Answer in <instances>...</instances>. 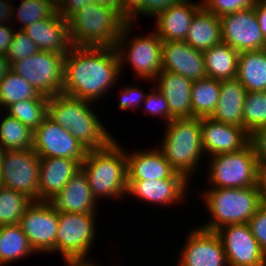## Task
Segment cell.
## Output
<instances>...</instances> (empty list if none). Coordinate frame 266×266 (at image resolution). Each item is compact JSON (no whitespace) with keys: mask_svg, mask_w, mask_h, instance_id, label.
Instances as JSON below:
<instances>
[{"mask_svg":"<svg viewBox=\"0 0 266 266\" xmlns=\"http://www.w3.org/2000/svg\"><path fill=\"white\" fill-rule=\"evenodd\" d=\"M120 73L115 48L72 46L64 60L62 93L96 103L118 82Z\"/></svg>","mask_w":266,"mask_h":266,"instance_id":"cell-1","label":"cell"},{"mask_svg":"<svg viewBox=\"0 0 266 266\" xmlns=\"http://www.w3.org/2000/svg\"><path fill=\"white\" fill-rule=\"evenodd\" d=\"M92 106L91 102L61 93L49 97L47 116L68 130L88 151L103 149L114 138L103 127Z\"/></svg>","mask_w":266,"mask_h":266,"instance_id":"cell-2","label":"cell"},{"mask_svg":"<svg viewBox=\"0 0 266 266\" xmlns=\"http://www.w3.org/2000/svg\"><path fill=\"white\" fill-rule=\"evenodd\" d=\"M81 169L88 177L93 197L120 199L127 193V161L125 148L113 139L103 149L87 151Z\"/></svg>","mask_w":266,"mask_h":266,"instance_id":"cell-3","label":"cell"},{"mask_svg":"<svg viewBox=\"0 0 266 266\" xmlns=\"http://www.w3.org/2000/svg\"><path fill=\"white\" fill-rule=\"evenodd\" d=\"M128 21L117 11L92 2L68 19L72 46L115 48Z\"/></svg>","mask_w":266,"mask_h":266,"instance_id":"cell-4","label":"cell"},{"mask_svg":"<svg viewBox=\"0 0 266 266\" xmlns=\"http://www.w3.org/2000/svg\"><path fill=\"white\" fill-rule=\"evenodd\" d=\"M165 126L159 150L172 168L189 181L204 155L200 118H174Z\"/></svg>","mask_w":266,"mask_h":266,"instance_id":"cell-5","label":"cell"},{"mask_svg":"<svg viewBox=\"0 0 266 266\" xmlns=\"http://www.w3.org/2000/svg\"><path fill=\"white\" fill-rule=\"evenodd\" d=\"M202 195L212 217L199 227L208 231L216 232L226 225L248 223L262 206L257 186L206 189Z\"/></svg>","mask_w":266,"mask_h":266,"instance_id":"cell-6","label":"cell"},{"mask_svg":"<svg viewBox=\"0 0 266 266\" xmlns=\"http://www.w3.org/2000/svg\"><path fill=\"white\" fill-rule=\"evenodd\" d=\"M95 214L58 212L56 252L61 253L67 266L89 262L87 254L96 234Z\"/></svg>","mask_w":266,"mask_h":266,"instance_id":"cell-7","label":"cell"},{"mask_svg":"<svg viewBox=\"0 0 266 266\" xmlns=\"http://www.w3.org/2000/svg\"><path fill=\"white\" fill-rule=\"evenodd\" d=\"M133 23H127L121 32L116 43V51L120 61V71L124 62L131 65L130 68L136 73L137 78L144 80H155V77L162 71V40L152 31L150 34L142 35L131 39L127 37L133 28ZM129 32V33H128ZM127 49H126V48ZM126 57V58H125Z\"/></svg>","mask_w":266,"mask_h":266,"instance_id":"cell-8","label":"cell"},{"mask_svg":"<svg viewBox=\"0 0 266 266\" xmlns=\"http://www.w3.org/2000/svg\"><path fill=\"white\" fill-rule=\"evenodd\" d=\"M207 177L216 188H244L256 186L259 162L250 144L234 153L211 156Z\"/></svg>","mask_w":266,"mask_h":266,"instance_id":"cell-9","label":"cell"},{"mask_svg":"<svg viewBox=\"0 0 266 266\" xmlns=\"http://www.w3.org/2000/svg\"><path fill=\"white\" fill-rule=\"evenodd\" d=\"M65 56L38 51L10 65V69L29 82L41 95L53 97L62 93Z\"/></svg>","mask_w":266,"mask_h":266,"instance_id":"cell-10","label":"cell"},{"mask_svg":"<svg viewBox=\"0 0 266 266\" xmlns=\"http://www.w3.org/2000/svg\"><path fill=\"white\" fill-rule=\"evenodd\" d=\"M40 157L33 149L5 151L0 169L2 187L39 201Z\"/></svg>","mask_w":266,"mask_h":266,"instance_id":"cell-11","label":"cell"},{"mask_svg":"<svg viewBox=\"0 0 266 266\" xmlns=\"http://www.w3.org/2000/svg\"><path fill=\"white\" fill-rule=\"evenodd\" d=\"M32 249L41 253L56 252L58 212L45 201H33L22 215L19 224Z\"/></svg>","mask_w":266,"mask_h":266,"instance_id":"cell-12","label":"cell"},{"mask_svg":"<svg viewBox=\"0 0 266 266\" xmlns=\"http://www.w3.org/2000/svg\"><path fill=\"white\" fill-rule=\"evenodd\" d=\"M32 149L40 158H67L80 163L84 161L88 151L68 130L48 116L34 131Z\"/></svg>","mask_w":266,"mask_h":266,"instance_id":"cell-13","label":"cell"},{"mask_svg":"<svg viewBox=\"0 0 266 266\" xmlns=\"http://www.w3.org/2000/svg\"><path fill=\"white\" fill-rule=\"evenodd\" d=\"M220 21L222 42L239 53L266 48V40L254 8L224 15L220 17Z\"/></svg>","mask_w":266,"mask_h":266,"instance_id":"cell-14","label":"cell"},{"mask_svg":"<svg viewBox=\"0 0 266 266\" xmlns=\"http://www.w3.org/2000/svg\"><path fill=\"white\" fill-rule=\"evenodd\" d=\"M216 233L222 241L228 266H266V253L248 223L226 225Z\"/></svg>","mask_w":266,"mask_h":266,"instance_id":"cell-15","label":"cell"},{"mask_svg":"<svg viewBox=\"0 0 266 266\" xmlns=\"http://www.w3.org/2000/svg\"><path fill=\"white\" fill-rule=\"evenodd\" d=\"M193 229L187 234L184 247L180 250L178 266H228L217 233L200 227Z\"/></svg>","mask_w":266,"mask_h":266,"instance_id":"cell-16","label":"cell"},{"mask_svg":"<svg viewBox=\"0 0 266 266\" xmlns=\"http://www.w3.org/2000/svg\"><path fill=\"white\" fill-rule=\"evenodd\" d=\"M200 128L203 151L209 157L234 153L249 144V134L244 128L218 122L210 117L200 118Z\"/></svg>","mask_w":266,"mask_h":266,"instance_id":"cell-17","label":"cell"},{"mask_svg":"<svg viewBox=\"0 0 266 266\" xmlns=\"http://www.w3.org/2000/svg\"><path fill=\"white\" fill-rule=\"evenodd\" d=\"M162 70L180 74L191 81L207 77L203 52L185 41L162 42Z\"/></svg>","mask_w":266,"mask_h":266,"instance_id":"cell-18","label":"cell"},{"mask_svg":"<svg viewBox=\"0 0 266 266\" xmlns=\"http://www.w3.org/2000/svg\"><path fill=\"white\" fill-rule=\"evenodd\" d=\"M37 45L39 51L66 56L71 47L68 20L55 11L49 18L34 22L22 29Z\"/></svg>","mask_w":266,"mask_h":266,"instance_id":"cell-19","label":"cell"},{"mask_svg":"<svg viewBox=\"0 0 266 266\" xmlns=\"http://www.w3.org/2000/svg\"><path fill=\"white\" fill-rule=\"evenodd\" d=\"M188 183L186 178L128 180L126 195L166 207L183 200L187 194Z\"/></svg>","mask_w":266,"mask_h":266,"instance_id":"cell-20","label":"cell"},{"mask_svg":"<svg viewBox=\"0 0 266 266\" xmlns=\"http://www.w3.org/2000/svg\"><path fill=\"white\" fill-rule=\"evenodd\" d=\"M96 201L88 177L80 169L59 193L54 194L46 202L56 212L96 213Z\"/></svg>","mask_w":266,"mask_h":266,"instance_id":"cell-21","label":"cell"},{"mask_svg":"<svg viewBox=\"0 0 266 266\" xmlns=\"http://www.w3.org/2000/svg\"><path fill=\"white\" fill-rule=\"evenodd\" d=\"M202 8V3L183 0L167 8L154 19V32L162 41H185L193 16Z\"/></svg>","mask_w":266,"mask_h":266,"instance_id":"cell-22","label":"cell"},{"mask_svg":"<svg viewBox=\"0 0 266 266\" xmlns=\"http://www.w3.org/2000/svg\"><path fill=\"white\" fill-rule=\"evenodd\" d=\"M126 161L127 180L185 178L172 168L159 148L126 153Z\"/></svg>","mask_w":266,"mask_h":266,"instance_id":"cell-23","label":"cell"},{"mask_svg":"<svg viewBox=\"0 0 266 266\" xmlns=\"http://www.w3.org/2000/svg\"><path fill=\"white\" fill-rule=\"evenodd\" d=\"M81 169L77 160L46 157L39 164V201H47L59 193L69 180Z\"/></svg>","mask_w":266,"mask_h":266,"instance_id":"cell-24","label":"cell"},{"mask_svg":"<svg viewBox=\"0 0 266 266\" xmlns=\"http://www.w3.org/2000/svg\"><path fill=\"white\" fill-rule=\"evenodd\" d=\"M154 81H158L156 88L167 101L170 121L174 118L192 117L191 88L193 81L166 70H162Z\"/></svg>","mask_w":266,"mask_h":266,"instance_id":"cell-25","label":"cell"},{"mask_svg":"<svg viewBox=\"0 0 266 266\" xmlns=\"http://www.w3.org/2000/svg\"><path fill=\"white\" fill-rule=\"evenodd\" d=\"M247 90L237 78L221 80L220 97L210 118L243 127V106Z\"/></svg>","mask_w":266,"mask_h":266,"instance_id":"cell-26","label":"cell"},{"mask_svg":"<svg viewBox=\"0 0 266 266\" xmlns=\"http://www.w3.org/2000/svg\"><path fill=\"white\" fill-rule=\"evenodd\" d=\"M185 42L200 52L222 43L220 17L202 7L193 16Z\"/></svg>","mask_w":266,"mask_h":266,"instance_id":"cell-27","label":"cell"},{"mask_svg":"<svg viewBox=\"0 0 266 266\" xmlns=\"http://www.w3.org/2000/svg\"><path fill=\"white\" fill-rule=\"evenodd\" d=\"M236 78L247 92L266 91V48L239 53Z\"/></svg>","mask_w":266,"mask_h":266,"instance_id":"cell-28","label":"cell"},{"mask_svg":"<svg viewBox=\"0 0 266 266\" xmlns=\"http://www.w3.org/2000/svg\"><path fill=\"white\" fill-rule=\"evenodd\" d=\"M207 77L227 80L237 77L239 52L220 43L203 52Z\"/></svg>","mask_w":266,"mask_h":266,"instance_id":"cell-29","label":"cell"},{"mask_svg":"<svg viewBox=\"0 0 266 266\" xmlns=\"http://www.w3.org/2000/svg\"><path fill=\"white\" fill-rule=\"evenodd\" d=\"M34 254L27 236L19 225L0 226V266Z\"/></svg>","mask_w":266,"mask_h":266,"instance_id":"cell-30","label":"cell"},{"mask_svg":"<svg viewBox=\"0 0 266 266\" xmlns=\"http://www.w3.org/2000/svg\"><path fill=\"white\" fill-rule=\"evenodd\" d=\"M221 81L206 77L193 81L191 88L192 117H210L220 97Z\"/></svg>","mask_w":266,"mask_h":266,"instance_id":"cell-31","label":"cell"},{"mask_svg":"<svg viewBox=\"0 0 266 266\" xmlns=\"http://www.w3.org/2000/svg\"><path fill=\"white\" fill-rule=\"evenodd\" d=\"M28 99H49V97L41 95L23 77L9 69L0 81V106L6 108L12 103Z\"/></svg>","mask_w":266,"mask_h":266,"instance_id":"cell-32","label":"cell"},{"mask_svg":"<svg viewBox=\"0 0 266 266\" xmlns=\"http://www.w3.org/2000/svg\"><path fill=\"white\" fill-rule=\"evenodd\" d=\"M4 116L0 121V146L5 151L32 149L34 132L18 119Z\"/></svg>","mask_w":266,"mask_h":266,"instance_id":"cell-33","label":"cell"},{"mask_svg":"<svg viewBox=\"0 0 266 266\" xmlns=\"http://www.w3.org/2000/svg\"><path fill=\"white\" fill-rule=\"evenodd\" d=\"M6 114L18 119L33 132L48 115V99H28L8 105Z\"/></svg>","mask_w":266,"mask_h":266,"instance_id":"cell-34","label":"cell"},{"mask_svg":"<svg viewBox=\"0 0 266 266\" xmlns=\"http://www.w3.org/2000/svg\"><path fill=\"white\" fill-rule=\"evenodd\" d=\"M32 202L26 195L0 186V226L18 225Z\"/></svg>","mask_w":266,"mask_h":266,"instance_id":"cell-35","label":"cell"},{"mask_svg":"<svg viewBox=\"0 0 266 266\" xmlns=\"http://www.w3.org/2000/svg\"><path fill=\"white\" fill-rule=\"evenodd\" d=\"M266 126V91L247 92L243 106V127L250 134Z\"/></svg>","mask_w":266,"mask_h":266,"instance_id":"cell-36","label":"cell"},{"mask_svg":"<svg viewBox=\"0 0 266 266\" xmlns=\"http://www.w3.org/2000/svg\"><path fill=\"white\" fill-rule=\"evenodd\" d=\"M12 6V20L20 21V29L33 24L36 21L49 18L55 11L54 6L49 0H23L19 8ZM17 11V12H16ZM16 17V18H15ZM15 18V19H14Z\"/></svg>","mask_w":266,"mask_h":266,"instance_id":"cell-37","label":"cell"},{"mask_svg":"<svg viewBox=\"0 0 266 266\" xmlns=\"http://www.w3.org/2000/svg\"><path fill=\"white\" fill-rule=\"evenodd\" d=\"M38 51L39 49L33 40L22 29H18L14 33L13 40L5 56L9 65H11L13 62L31 56Z\"/></svg>","mask_w":266,"mask_h":266,"instance_id":"cell-38","label":"cell"},{"mask_svg":"<svg viewBox=\"0 0 266 266\" xmlns=\"http://www.w3.org/2000/svg\"><path fill=\"white\" fill-rule=\"evenodd\" d=\"M256 2V0H202L201 3L205 10L222 17L236 11L254 8Z\"/></svg>","mask_w":266,"mask_h":266,"instance_id":"cell-39","label":"cell"},{"mask_svg":"<svg viewBox=\"0 0 266 266\" xmlns=\"http://www.w3.org/2000/svg\"><path fill=\"white\" fill-rule=\"evenodd\" d=\"M153 91L151 93H147L146 98L142 105L144 104L145 113L148 115H156L165 118V122H170V110L167 104V101L163 94L155 87H151ZM155 91V92H154Z\"/></svg>","mask_w":266,"mask_h":266,"instance_id":"cell-40","label":"cell"},{"mask_svg":"<svg viewBox=\"0 0 266 266\" xmlns=\"http://www.w3.org/2000/svg\"><path fill=\"white\" fill-rule=\"evenodd\" d=\"M252 235L266 253V207L261 206L248 222Z\"/></svg>","mask_w":266,"mask_h":266,"instance_id":"cell-41","label":"cell"},{"mask_svg":"<svg viewBox=\"0 0 266 266\" xmlns=\"http://www.w3.org/2000/svg\"><path fill=\"white\" fill-rule=\"evenodd\" d=\"M181 1L183 0H143L142 7L128 20V23L134 24L137 16L141 14L155 18L159 13Z\"/></svg>","mask_w":266,"mask_h":266,"instance_id":"cell-42","label":"cell"},{"mask_svg":"<svg viewBox=\"0 0 266 266\" xmlns=\"http://www.w3.org/2000/svg\"><path fill=\"white\" fill-rule=\"evenodd\" d=\"M120 102L118 103V107L121 111L130 109L136 110L141 103L144 102L147 93H145L142 89L140 90L136 85L124 87L121 94Z\"/></svg>","mask_w":266,"mask_h":266,"instance_id":"cell-43","label":"cell"},{"mask_svg":"<svg viewBox=\"0 0 266 266\" xmlns=\"http://www.w3.org/2000/svg\"><path fill=\"white\" fill-rule=\"evenodd\" d=\"M249 144L259 164H266V126L259 127L249 134Z\"/></svg>","mask_w":266,"mask_h":266,"instance_id":"cell-44","label":"cell"},{"mask_svg":"<svg viewBox=\"0 0 266 266\" xmlns=\"http://www.w3.org/2000/svg\"><path fill=\"white\" fill-rule=\"evenodd\" d=\"M94 0H61L56 7V12L63 19L68 20L73 14Z\"/></svg>","mask_w":266,"mask_h":266,"instance_id":"cell-45","label":"cell"},{"mask_svg":"<svg viewBox=\"0 0 266 266\" xmlns=\"http://www.w3.org/2000/svg\"><path fill=\"white\" fill-rule=\"evenodd\" d=\"M13 27V28H12ZM11 24H0V54L6 55L15 33Z\"/></svg>","mask_w":266,"mask_h":266,"instance_id":"cell-46","label":"cell"},{"mask_svg":"<svg viewBox=\"0 0 266 266\" xmlns=\"http://www.w3.org/2000/svg\"><path fill=\"white\" fill-rule=\"evenodd\" d=\"M256 186L260 196L261 205L266 207V164H259Z\"/></svg>","mask_w":266,"mask_h":266,"instance_id":"cell-47","label":"cell"},{"mask_svg":"<svg viewBox=\"0 0 266 266\" xmlns=\"http://www.w3.org/2000/svg\"><path fill=\"white\" fill-rule=\"evenodd\" d=\"M143 5V0H122V16L128 21Z\"/></svg>","mask_w":266,"mask_h":266,"instance_id":"cell-48","label":"cell"},{"mask_svg":"<svg viewBox=\"0 0 266 266\" xmlns=\"http://www.w3.org/2000/svg\"><path fill=\"white\" fill-rule=\"evenodd\" d=\"M254 10L260 29L266 40V1H257Z\"/></svg>","mask_w":266,"mask_h":266,"instance_id":"cell-49","label":"cell"},{"mask_svg":"<svg viewBox=\"0 0 266 266\" xmlns=\"http://www.w3.org/2000/svg\"><path fill=\"white\" fill-rule=\"evenodd\" d=\"M7 1L9 0H0V24H10V21L12 20L11 15L13 5Z\"/></svg>","mask_w":266,"mask_h":266,"instance_id":"cell-50","label":"cell"},{"mask_svg":"<svg viewBox=\"0 0 266 266\" xmlns=\"http://www.w3.org/2000/svg\"><path fill=\"white\" fill-rule=\"evenodd\" d=\"M94 2L113 10H117L122 15V0H94Z\"/></svg>","mask_w":266,"mask_h":266,"instance_id":"cell-51","label":"cell"},{"mask_svg":"<svg viewBox=\"0 0 266 266\" xmlns=\"http://www.w3.org/2000/svg\"><path fill=\"white\" fill-rule=\"evenodd\" d=\"M9 69L10 65L6 59V56L0 54V81L3 79Z\"/></svg>","mask_w":266,"mask_h":266,"instance_id":"cell-52","label":"cell"},{"mask_svg":"<svg viewBox=\"0 0 266 266\" xmlns=\"http://www.w3.org/2000/svg\"><path fill=\"white\" fill-rule=\"evenodd\" d=\"M4 153H5V150L0 146V169H1V164L3 161Z\"/></svg>","mask_w":266,"mask_h":266,"instance_id":"cell-53","label":"cell"},{"mask_svg":"<svg viewBox=\"0 0 266 266\" xmlns=\"http://www.w3.org/2000/svg\"><path fill=\"white\" fill-rule=\"evenodd\" d=\"M49 1L56 7L61 2V0H49Z\"/></svg>","mask_w":266,"mask_h":266,"instance_id":"cell-54","label":"cell"},{"mask_svg":"<svg viewBox=\"0 0 266 266\" xmlns=\"http://www.w3.org/2000/svg\"><path fill=\"white\" fill-rule=\"evenodd\" d=\"M85 266H96V264L95 263L93 264L92 262L89 261L87 264H85Z\"/></svg>","mask_w":266,"mask_h":266,"instance_id":"cell-55","label":"cell"},{"mask_svg":"<svg viewBox=\"0 0 266 266\" xmlns=\"http://www.w3.org/2000/svg\"><path fill=\"white\" fill-rule=\"evenodd\" d=\"M68 266H85V265H68Z\"/></svg>","mask_w":266,"mask_h":266,"instance_id":"cell-56","label":"cell"}]
</instances>
